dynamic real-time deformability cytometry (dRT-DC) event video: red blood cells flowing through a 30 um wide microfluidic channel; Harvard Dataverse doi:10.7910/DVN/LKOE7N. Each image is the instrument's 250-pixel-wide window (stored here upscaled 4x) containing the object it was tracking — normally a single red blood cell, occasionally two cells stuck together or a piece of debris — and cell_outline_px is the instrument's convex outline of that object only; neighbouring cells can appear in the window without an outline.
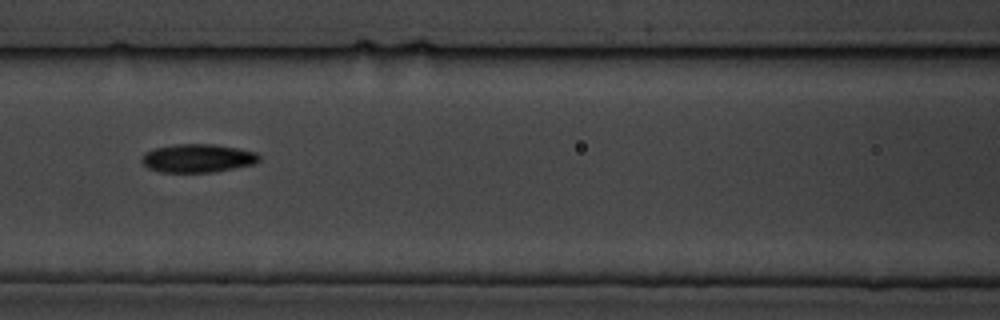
{"species": "common noctule bat (a hibernating species)", "species_latin": "Nyctalus noctula", "temperature_condition": "cold", "stored_images_in_passage": 10, "camera_frame_rate_fps": 3000, "um_per_image_px": 0.085, "animal": {"sex": "male", "body_mass_g": 19.5, "forearm_length_mm": 54.6}, "frame": {"image": 1, "passage_image": 4, "time_ms": 3.333, "image_size_px": [1000, 320], "cell_outline_px": [[260, 160], [256, 164], [216, 172], [160, 172], [148, 168], [140, 160], [140, 156], [144, 152], [152, 148], [176, 144], [212, 144], [236, 148], [256, 152], [260, 156]], "centroid_in_image_um": [16.78, 13.45], "position_along_channel_um": 149.8, "area_um2": 19.71}}
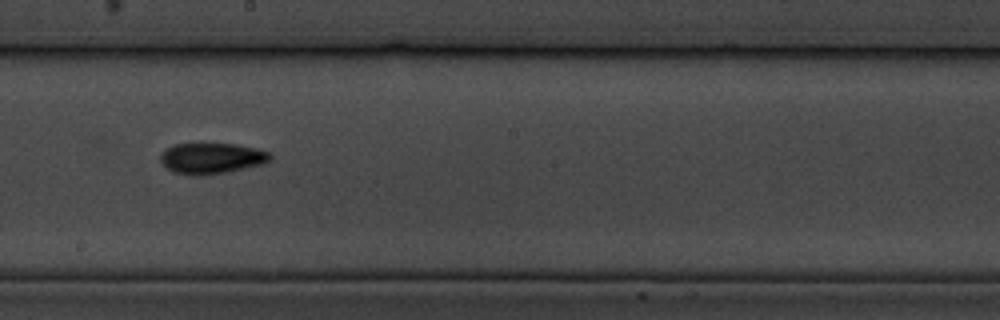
{"frame": {"image": 2, "passage_image": 6, "time_ms": 5.667, "image_size_px": [1000, 320], "cell_outline_px": [[272, 160], [264, 164], [228, 172], [200, 176], [192, 176], [172, 172], [160, 160], [160, 156], [168, 148], [176, 144], [232, 144], [256, 148], [268, 152], [272, 156]], "centroid_in_image_um": [18.02, 13.48], "position_along_channel_um": 230.2, "area_um2": 19.71}}
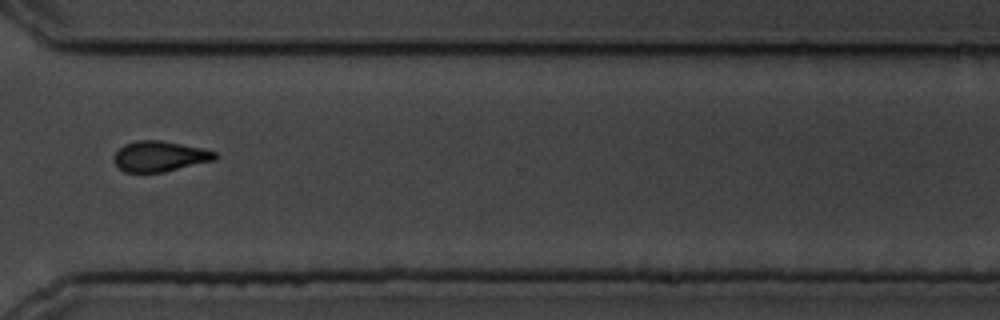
{"frame": {"image": 3, "passage_image": 9, "time_ms": 9.333, "image_size_px": [1000, 320], "cell_outline_px": [[220, 156], [216, 160], [164, 172], [124, 172], [112, 160], [116, 152], [124, 144], [136, 140], [160, 140], [204, 148], [216, 152]], "centroid_in_image_um": [13.62, 13.28], "position_along_channel_um": 357.0, "area_um2": 18.15}}